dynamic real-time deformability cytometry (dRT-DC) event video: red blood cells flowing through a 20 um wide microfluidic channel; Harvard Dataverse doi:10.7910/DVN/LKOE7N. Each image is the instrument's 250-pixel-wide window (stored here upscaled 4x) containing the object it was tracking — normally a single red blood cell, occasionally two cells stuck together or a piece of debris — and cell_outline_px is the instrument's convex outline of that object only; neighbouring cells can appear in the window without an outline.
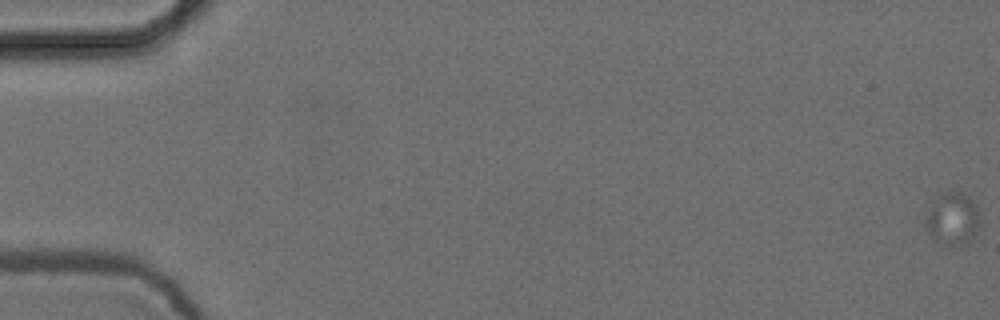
{"species": "common noctule bat (a hibernating species)", "species_latin": "Nyctalus noctula", "temperature_condition": "cold", "stored_images_in_passage": 62, "camera_frame_rate_fps": 3000, "um_per_image_px": 0.085, "animal": {"sex": "female", "body_mass_g": 24.6, "forearm_length_mm": 56.2}, "frame": {"image": 1, "passage_image": 1, "time_ms": 0.0, "image_size_px": [1000, 320], "cell_outline_px": [[980, 224], [972, 236], [964, 244], [940, 244], [928, 232], [924, 220], [936, 196], [944, 192], [964, 192], [972, 196], [980, 216]], "centroid_in_image_um": [80.98, 18.54], "position_along_channel_um": 4.0, "area_um2": 16.53}}
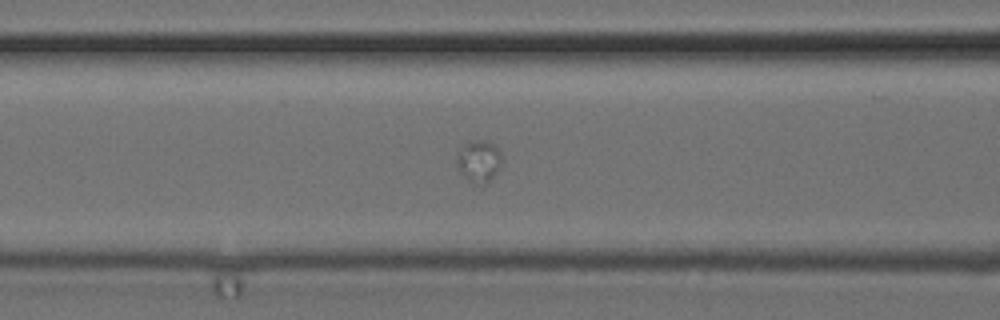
{"frame": {"image": 2, "passage_image": 27, "time_ms": 8.667, "image_size_px": [1000, 320], "cell_outline_px": [[500, 168], [484, 184], [476, 184], [468, 180], [460, 172], [456, 164], [456, 152], [464, 144], [472, 140], [484, 140], [492, 144], [500, 152]], "centroid_in_image_um": [40.64, 13.68], "position_along_channel_um": 126.0, "area_um2": 10.87}}
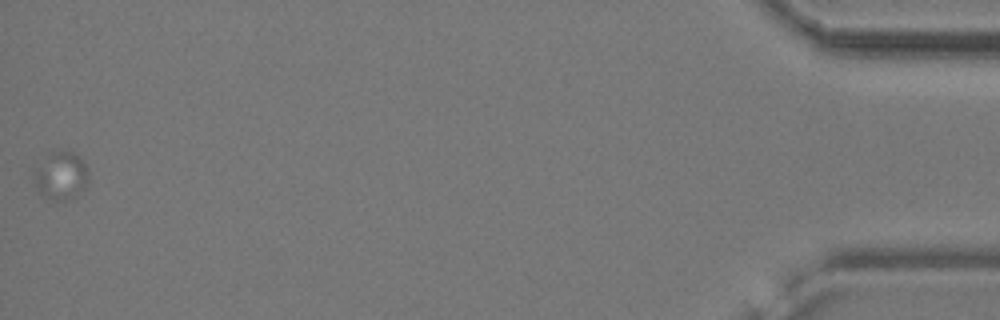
{"frame": {"image": 3, "passage_image": 62, "time_ms": 20.333, "image_size_px": [1000, 320], "cell_outline_px": [[88, 184], [76, 196], [68, 200], [52, 200], [40, 192], [36, 188], [36, 172], [48, 152], [72, 152], [80, 156], [84, 160], [88, 168]], "centroid_in_image_um": [5.26, 14.94], "position_along_channel_um": 429.9, "area_um2": 14.91}}